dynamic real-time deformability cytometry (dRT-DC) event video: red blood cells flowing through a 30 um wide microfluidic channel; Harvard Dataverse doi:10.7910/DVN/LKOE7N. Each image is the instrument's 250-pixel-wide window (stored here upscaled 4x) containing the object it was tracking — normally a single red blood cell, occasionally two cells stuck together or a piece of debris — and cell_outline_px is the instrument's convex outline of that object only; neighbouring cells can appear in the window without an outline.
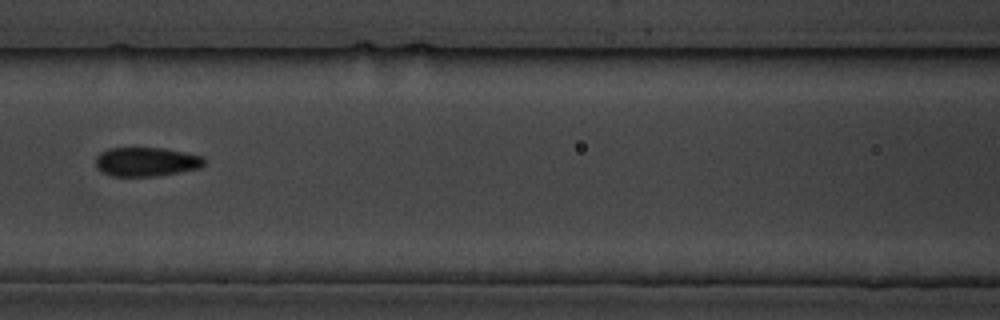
{"species": "common noctule bat (a hibernating species)", "species_latin": "Nyctalus noctula", "temperature_condition": "cold", "stored_images_in_passage": 15, "camera_frame_rate_fps": 3000, "um_per_image_px": 0.085, "animal": {"sex": "male", "body_mass_g": 19.5, "forearm_length_mm": 54.6}, "frame": {"image": 1, "passage_image": 7, "time_ms": 6.667, "image_size_px": [1000, 320], "cell_outline_px": [[204, 164], [200, 168], [180, 172], [156, 176], [112, 176], [100, 172], [96, 168], [96, 156], [100, 152], [108, 148], [164, 148], [204, 156]], "centroid_in_image_um": [12.41, 13.75], "position_along_channel_um": 154.2, "area_um2": 18.55}}
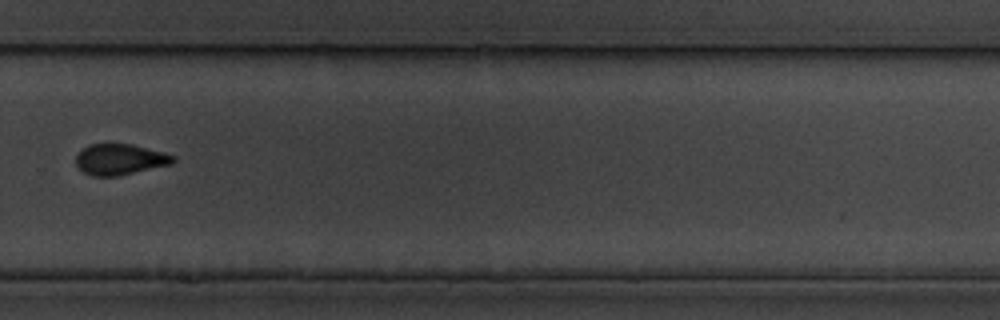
{"frame": {"image": 2, "passage_image": 11, "time_ms": 11.333, "image_size_px": [1000, 320], "cell_outline_px": [[176, 160], [172, 164], [120, 176], [92, 176], [84, 172], [76, 164], [76, 156], [88, 144], [108, 140], [132, 144], [164, 152], [176, 156]], "centroid_in_image_um": [10.2, 13.5], "position_along_channel_um": 319.6, "area_um2": 18.21}, "authors_computed_cell_mechanics": {"area_um2": 18.5538, "velocity_mm_per_s": 3.5594, "shape_relaxation_time_tau1_ms": 2.4423, "shape_relaxation_time_tau2_ms": null, "deformation_change_tau1": 0.0808, "deformation_change_tau2": null}}